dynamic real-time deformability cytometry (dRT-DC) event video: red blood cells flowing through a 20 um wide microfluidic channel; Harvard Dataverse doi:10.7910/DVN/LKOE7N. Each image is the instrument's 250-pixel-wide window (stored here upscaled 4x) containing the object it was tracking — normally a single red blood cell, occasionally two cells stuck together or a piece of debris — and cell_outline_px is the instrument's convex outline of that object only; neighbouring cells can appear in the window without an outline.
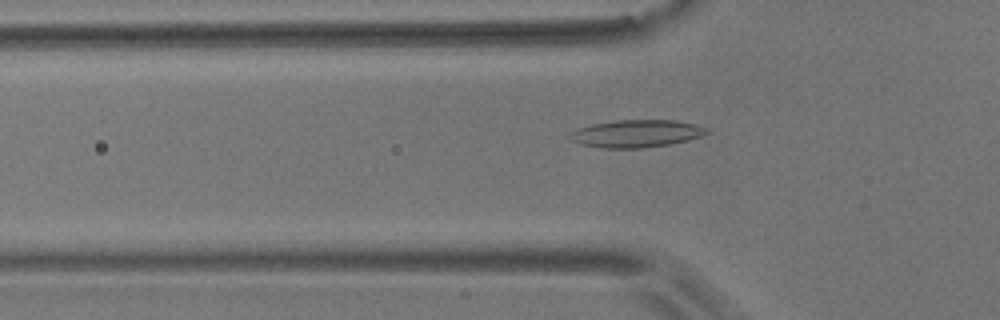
{"species": "common noctule bat (a hibernating species)", "species_latin": "Nyctalus noctula", "temperature_condition": "room temperature", "stored_images_in_passage": 56, "camera_frame_rate_fps": 3000, "um_per_image_px": 0.085, "animal": {"sex": "male", "body_mass_g": 17.9}, "frame": {"image": 1, "passage_image": 18, "time_ms": 5.667, "image_size_px": [1000, 320], "cell_outline_px": [[712, 132], [700, 136], [668, 144], [640, 148], [604, 148], [580, 144], [572, 140], [568, 136], [576, 128], [592, 124], [616, 120], [672, 120], [696, 124], [708, 128]], "centroid_in_image_um": [54.08, 11.34], "position_along_channel_um": 71.7, "area_um2": 21.79}}
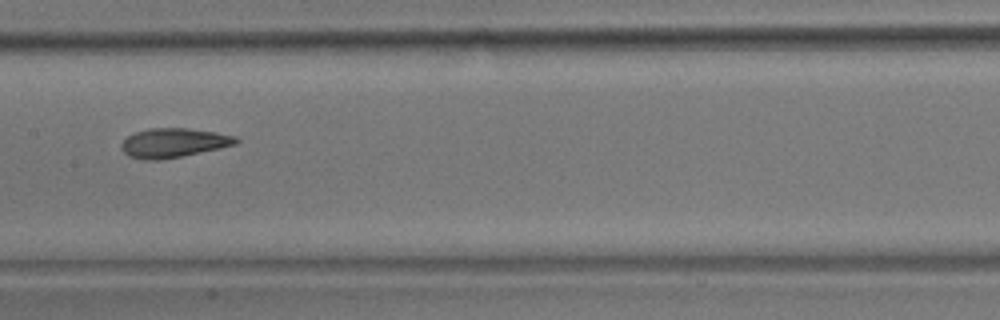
{"frame": {"image": 2, "passage_image": 28, "time_ms": 9.0, "image_size_px": [1000, 320], "cell_outline_px": [[240, 140], [236, 144], [220, 148], [160, 160], [144, 160], [128, 156], [120, 148], [120, 144], [128, 136], [136, 132], [148, 128], [188, 128], [216, 132], [236, 136]], "centroid_in_image_um": [14.74, 12.14], "position_along_channel_um": 192.7, "area_um2": 19.54}}
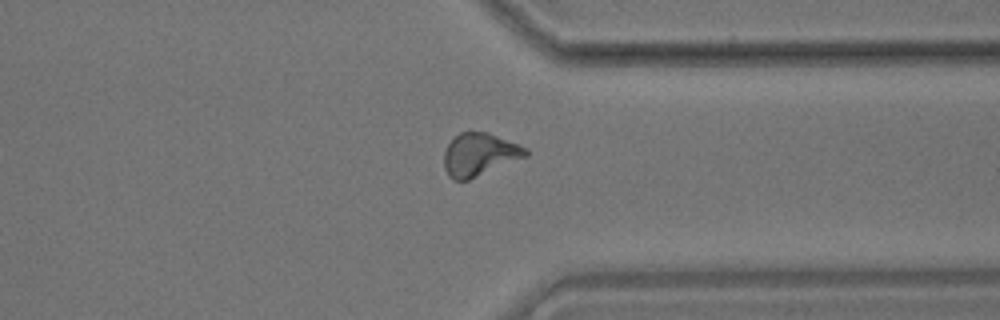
{"frame": {"image": 3, "passage_image": 43, "time_ms": 14.0, "image_size_px": [1000, 320], "cell_outline_px": [[528, 156], [468, 180], [452, 180], [448, 176], [444, 168], [444, 152], [448, 144], [460, 132], [488, 132], [528, 148]], "centroid_in_image_um": [40.75, 13.14], "position_along_channel_um": 370.6, "area_um2": 20.35}, "authors_computed_cell_mechanics": {"area_um2": 19.8543, "velocity_mm_per_s": 3.6006, "shape_relaxation_time_tau1_ms": 5.0816, "shape_relaxation_time_tau2_ms": 2.4674, "deformation_change_tau1": 0.1761, "deformation_change_tau2": 0.0974}}